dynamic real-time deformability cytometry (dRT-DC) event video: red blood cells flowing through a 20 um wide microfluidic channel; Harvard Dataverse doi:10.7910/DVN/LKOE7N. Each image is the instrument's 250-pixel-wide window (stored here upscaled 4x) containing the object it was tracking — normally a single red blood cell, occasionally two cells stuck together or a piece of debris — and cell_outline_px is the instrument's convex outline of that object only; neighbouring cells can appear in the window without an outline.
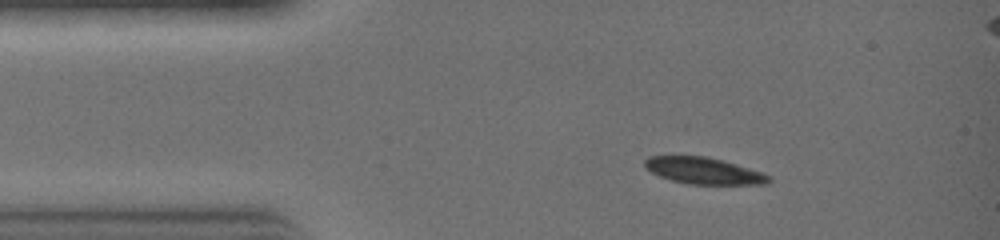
{"species": "common noctule bat (a hibernating species)", "species_latin": "Nyctalus noctula", "temperature_condition": "warm", "stored_images_in_passage": 29, "camera_frame_rate_fps": 3000, "um_per_image_px": 0.085, "animal": {"sex": "female", "body_mass_g": 19.0, "forearm_length_mm": 51.5}, "frame": {"image": 1, "passage_image": 4, "time_ms": 1.0, "image_size_px": [1000, 240], "cell_outline_px": [[772, 180], [768, 184], [688, 184], [672, 180], [660, 176], [644, 168], [644, 160], [648, 156], [708, 156], [724, 160], [772, 176]], "centroid_in_image_um": [59.81, 14.51], "position_along_channel_um": 25.2, "area_um2": 19.25}}
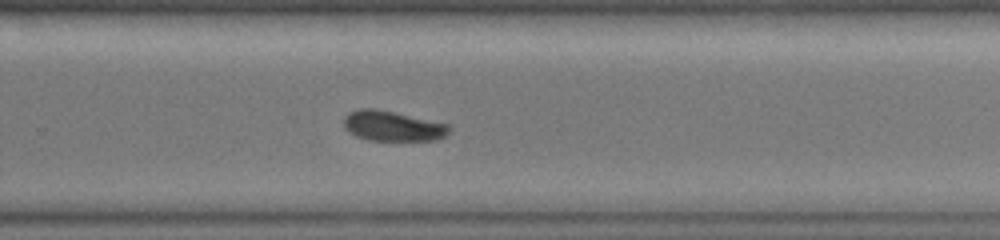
{"frame": {"image": 2, "passage_image": 19, "time_ms": 6.0, "image_size_px": [1000, 240], "cell_outline_px": [[452, 128], [444, 136], [432, 140], [368, 140], [356, 136], [348, 132], [344, 128], [344, 116], [348, 112], [360, 108], [376, 108], [448, 124]], "centroid_in_image_um": [33.32, 10.7], "position_along_channel_um": 296.5, "area_um2": 18.5}}
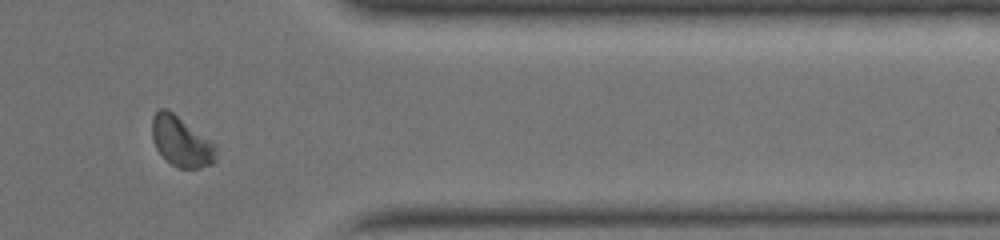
{"frame": {"image": 3, "passage_image": 24, "time_ms": 7.667, "image_size_px": [1000, 240], "cell_outline_px": [[216, 160], [212, 164], [200, 168], [180, 168], [172, 164], [156, 148], [152, 140], [152, 116], [160, 108], [168, 108], [216, 144]], "centroid_in_image_um": [15.41, 12.01], "position_along_channel_um": 396.0, "area_um2": 18.73}}